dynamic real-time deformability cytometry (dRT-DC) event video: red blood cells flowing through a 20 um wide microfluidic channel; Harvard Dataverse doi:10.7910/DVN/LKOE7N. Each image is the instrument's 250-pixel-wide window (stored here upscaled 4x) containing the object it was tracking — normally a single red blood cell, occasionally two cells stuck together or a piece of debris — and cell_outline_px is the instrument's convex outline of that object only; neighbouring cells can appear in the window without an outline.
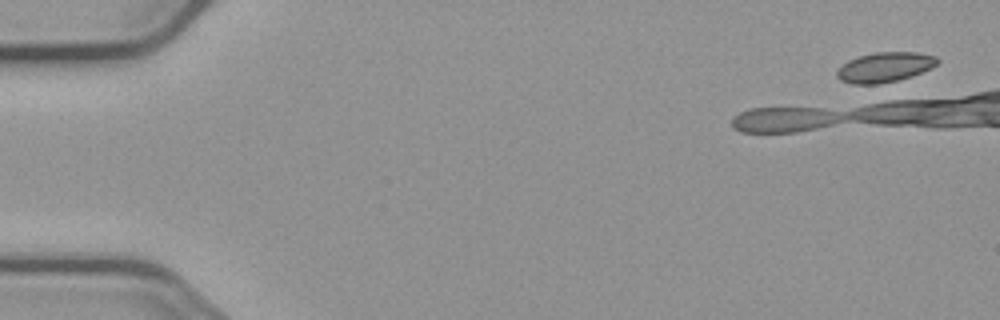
{"species": "common noctule bat (a hibernating species)", "species_latin": "Nyctalus noctula", "temperature_condition": "cold", "stored_images_in_passage": 5, "camera_frame_rate_fps": 3000, "um_per_image_px": 0.085, "animal": {"sex": "male", "body_mass_g": 23.1, "forearm_length_mm": 52.7}, "frame": {"image": 1, "passage_image": 1, "time_ms": 0.0, "image_size_px": [1000, 320], "cell_outline_px": [[940, 60], [932, 68], [912, 76], [888, 84], [868, 88], [852, 84], [840, 80], [836, 76], [836, 72], [848, 60], [860, 56], [876, 52], [916, 52], [936, 56]], "centroid_in_image_um": [75.19, 5.77], "position_along_channel_um": 9.8, "area_um2": 18.21}}